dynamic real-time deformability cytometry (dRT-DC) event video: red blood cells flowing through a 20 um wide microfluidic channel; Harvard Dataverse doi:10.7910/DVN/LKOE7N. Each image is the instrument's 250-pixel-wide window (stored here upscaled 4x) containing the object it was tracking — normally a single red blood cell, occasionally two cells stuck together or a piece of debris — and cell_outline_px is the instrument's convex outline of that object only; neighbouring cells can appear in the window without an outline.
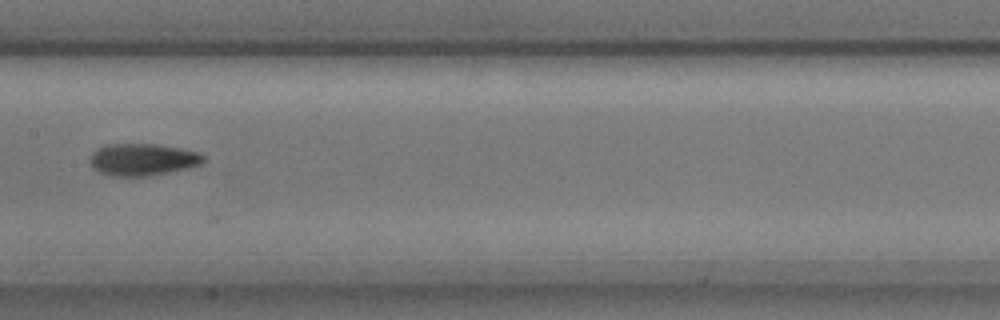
{"species": "common noctule bat (a hibernating species)", "species_latin": "Nyctalus noctula", "temperature_condition": "cold", "stored_images_in_passage": 6, "camera_frame_rate_fps": 3000, "um_per_image_px": 0.085, "animal": {"sex": "male", "body_mass_g": 17.9, "forearm_length_mm": 54.2}, "frame": {"image": 1, "passage_image": 4, "time_ms": 1.0, "image_size_px": [1000, 320], "cell_outline_px": [[204, 160], [200, 164], [188, 168], [148, 176], [108, 176], [92, 168], [88, 160], [92, 152], [104, 144], [156, 144], [180, 148], [196, 152], [204, 156]], "centroid_in_image_um": [12.05, 13.56], "position_along_channel_um": 195.3, "area_um2": 21.27}}
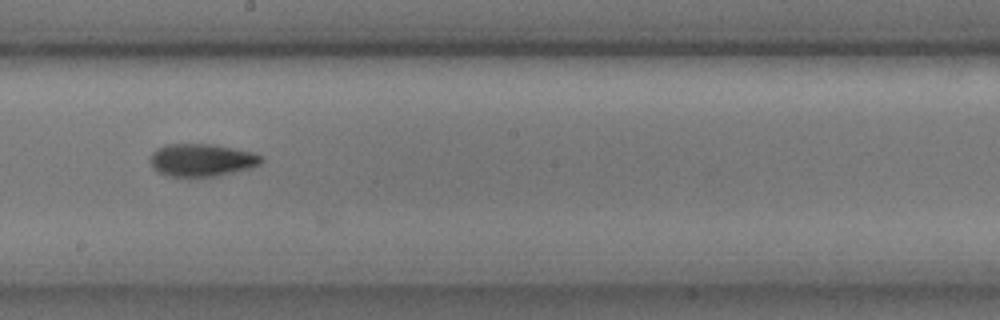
{"frame": {"image": 2, "passage_image": 5, "time_ms": 1.333, "image_size_px": [1000, 320], "cell_outline_px": [[264, 160], [260, 164], [248, 168], [220, 176], [188, 180], [168, 176], [156, 172], [152, 168], [148, 160], [148, 156], [156, 148], [164, 144], [212, 144], [252, 152], [264, 156]], "centroid_in_image_um": [17.06, 13.65], "position_along_channel_um": 231.1, "area_um2": 22.2}}